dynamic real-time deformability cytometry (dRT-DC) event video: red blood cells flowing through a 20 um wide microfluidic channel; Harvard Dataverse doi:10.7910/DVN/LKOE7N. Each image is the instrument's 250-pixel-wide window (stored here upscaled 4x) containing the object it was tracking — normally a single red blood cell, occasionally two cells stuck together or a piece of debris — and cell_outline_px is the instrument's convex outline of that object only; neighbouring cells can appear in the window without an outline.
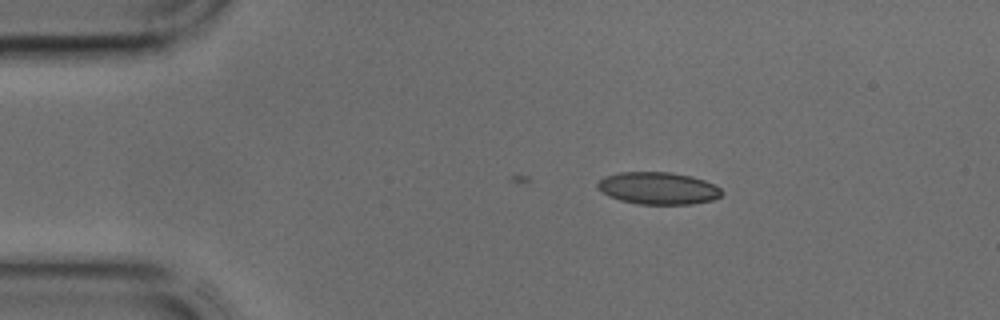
{"species": "common noctule bat (a hibernating species)", "species_latin": "Nyctalus noctula", "temperature_condition": "cold", "stored_images_in_passage": 6, "camera_frame_rate_fps": 3000, "um_per_image_px": 0.085, "animal": {"sex": "male", "body_mass_g": 17.9, "forearm_length_mm": 54.2}, "frame": {"image": 1, "passage_image": 1, "time_ms": 0.0, "image_size_px": [1000, 320], "cell_outline_px": [[724, 192], [720, 196], [712, 200], [692, 204], [640, 204], [620, 200], [608, 196], [596, 188], [596, 184], [604, 176], [620, 172], [668, 172], [692, 176], [704, 180], [720, 188]], "centroid_in_image_um": [55.92, 16.0], "position_along_channel_um": 29.1, "area_um2": 23.35}}